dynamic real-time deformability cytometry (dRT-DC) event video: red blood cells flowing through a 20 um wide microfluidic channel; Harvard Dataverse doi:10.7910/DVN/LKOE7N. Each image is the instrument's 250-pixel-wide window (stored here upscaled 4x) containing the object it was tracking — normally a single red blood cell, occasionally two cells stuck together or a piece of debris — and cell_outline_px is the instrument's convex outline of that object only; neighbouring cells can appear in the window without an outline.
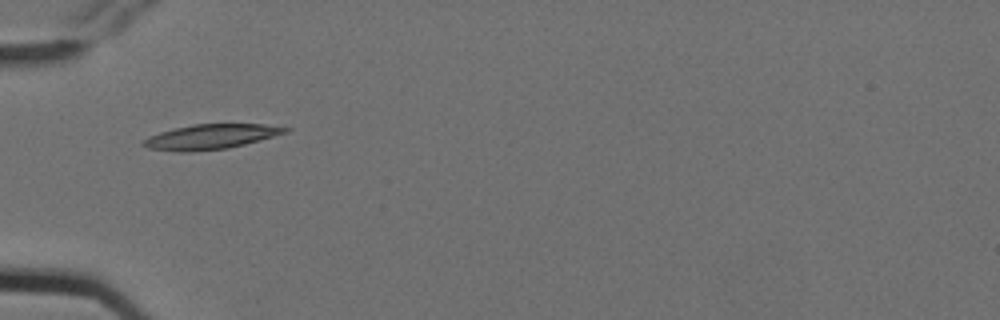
{"species": "Egyptian fruit bat (a non-hibernating species)", "species_latin": "Rousettus aegyptiacus", "temperature_condition": "cold", "stored_images_in_passage": 3, "camera_frame_rate_fps": 3000, "um_per_image_px": 0.085, "animal": {"sex": "female"}, "frame": {"image": 1, "passage_image": 2, "time_ms": 0.333, "image_size_px": [1000, 320], "cell_outline_px": [[292, 128], [288, 132], [244, 144], [228, 148], [188, 152], [176, 152], [148, 148], [140, 144], [148, 136], [160, 132], [192, 124], [264, 124]], "centroid_in_image_um": [17.89, 11.62], "position_along_channel_um": 67.1, "area_um2": 20.52}}
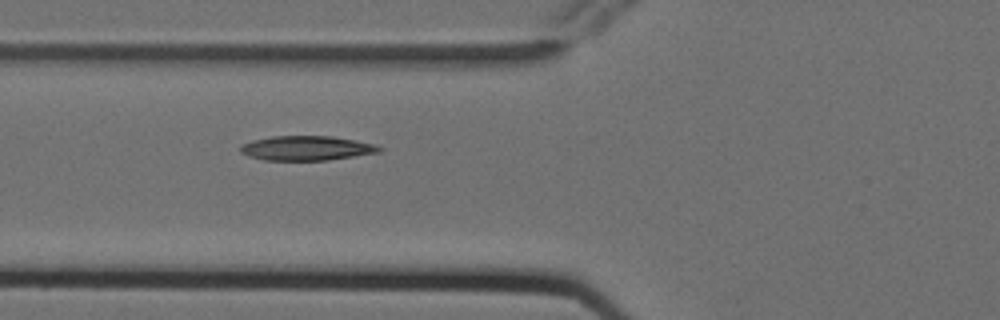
{"frame": {"image": 2, "passage_image": 3, "time_ms": 0.667, "image_size_px": [1000, 320], "cell_outline_px": [[384, 148], [380, 152], [328, 160], [264, 160], [248, 156], [240, 152], [240, 144], [252, 140], [272, 136], [332, 136], [356, 140], [376, 144]], "centroid_in_image_um": [26.06, 12.59], "position_along_channel_um": 99.7, "area_um2": 20.0}}